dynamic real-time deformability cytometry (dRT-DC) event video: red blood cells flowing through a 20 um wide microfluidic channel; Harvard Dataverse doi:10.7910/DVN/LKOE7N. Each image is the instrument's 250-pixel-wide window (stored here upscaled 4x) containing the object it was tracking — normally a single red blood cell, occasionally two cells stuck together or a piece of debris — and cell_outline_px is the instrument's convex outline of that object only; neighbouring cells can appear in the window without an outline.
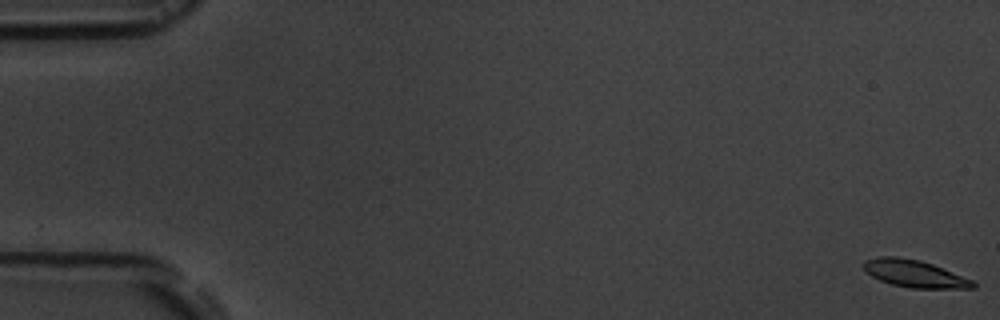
{"species": "common noctule bat (a hibernating species)", "species_latin": "Nyctalus noctula", "temperature_condition": "room temperature", "stored_images_in_passage": 16, "camera_frame_rate_fps": 3000, "um_per_image_px": 0.085, "animal": {"sex": "male", "body_mass_g": 19.5, "forearm_length_mm": 54.6}, "frame": {"image": 1, "passage_image": 1, "time_ms": 0.0, "image_size_px": [1000, 320], "cell_outline_px": [[976, 288], [908, 288], [892, 284], [880, 280], [872, 276], [864, 268], [864, 260], [880, 256], [896, 256], [920, 260], [932, 264], [972, 280], [976, 284]], "centroid_in_image_um": [77.73, 23.26], "position_along_channel_um": 7.3, "area_um2": 17.17}}
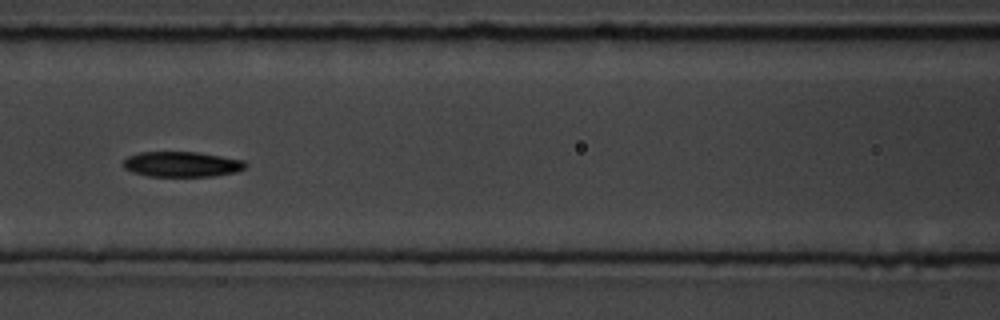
{"frame": {"image": 2, "passage_image": 8, "time_ms": 8.333, "image_size_px": [1000, 320], "cell_outline_px": [[248, 164], [244, 168], [236, 172], [216, 176], [148, 176], [132, 172], [124, 168], [124, 160], [128, 156], [140, 152], [196, 152], [244, 160]], "centroid_in_image_um": [15.46, 13.96], "position_along_channel_um": 151.1, "area_um2": 17.98}}
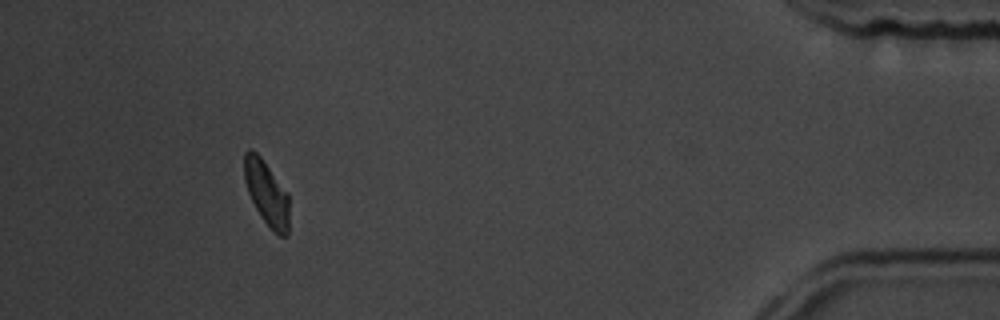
{"frame": {"image": 3, "passage_image": 15, "time_ms": 17.333, "image_size_px": [1000, 320], "cell_outline_px": [[288, 236], [280, 236], [260, 216], [248, 192], [244, 180], [244, 152], [248, 148], [252, 148], [260, 156], [288, 192]], "centroid_in_image_um": [22.65, 16.36], "position_along_channel_um": 412.6, "area_um2": 16.76}, "authors_computed_cell_mechanics": {"area_um2": 17.918, "velocity_mm_per_s": 3.594, "shape_relaxation_time_tau1_ms": 3.4071, "shape_relaxation_time_tau2_ms": 7.2175, "deformation_change_tau1": 0.0991, "deformation_change_tau2": 0.0859}}